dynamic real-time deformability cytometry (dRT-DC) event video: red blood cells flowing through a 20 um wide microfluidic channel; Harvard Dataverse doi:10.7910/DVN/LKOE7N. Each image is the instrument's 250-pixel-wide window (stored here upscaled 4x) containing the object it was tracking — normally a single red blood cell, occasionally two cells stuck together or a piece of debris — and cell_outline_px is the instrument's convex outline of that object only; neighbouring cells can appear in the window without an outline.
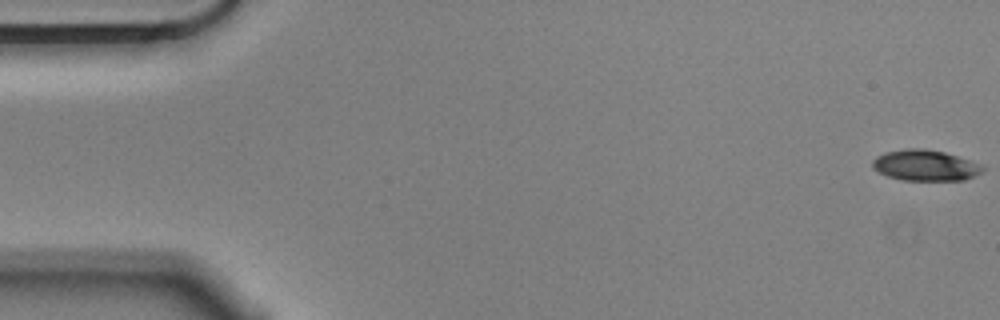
{"species": "Egyptian fruit bat (a non-hibernating species)", "species_latin": "Rousettus aegyptiacus", "temperature_condition": "cold", "stored_images_in_passage": 56, "camera_frame_rate_fps": 3000, "um_per_image_px": 0.085, "animal": {"sex": "male"}, "frame": {"image": 1, "passage_image": 1, "time_ms": 0.0, "image_size_px": [1000, 320], "cell_outline_px": [[984, 168], [980, 172], [964, 180], [904, 180], [888, 176], [872, 168], [872, 160], [876, 156], [884, 152], [908, 148], [924, 148], [944, 152], [984, 164]], "centroid_in_image_um": [78.64, 14.04], "position_along_channel_um": 6.4, "area_um2": 19.83}}
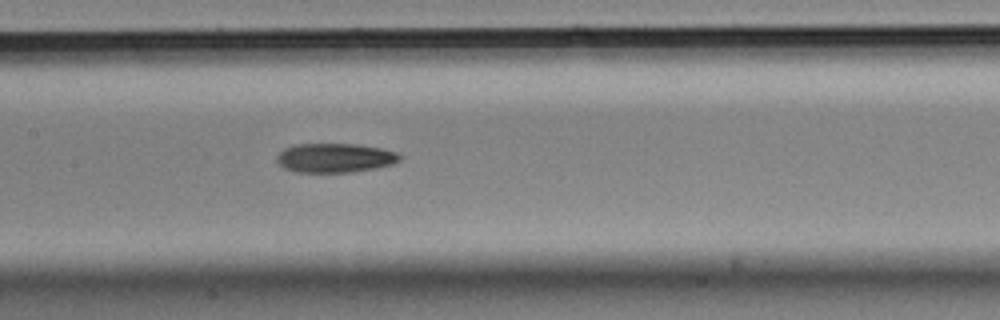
{"frame": {"image": 2, "passage_image": 27, "time_ms": 8.667, "image_size_px": [1000, 320], "cell_outline_px": [[404, 156], [400, 160], [392, 164], [376, 168], [352, 172], [296, 172], [284, 168], [276, 160], [276, 156], [284, 148], [296, 144], [352, 144], [380, 148], [396, 152]], "centroid_in_image_um": [28.47, 13.42], "position_along_channel_um": 178.9, "area_um2": 20.92}}
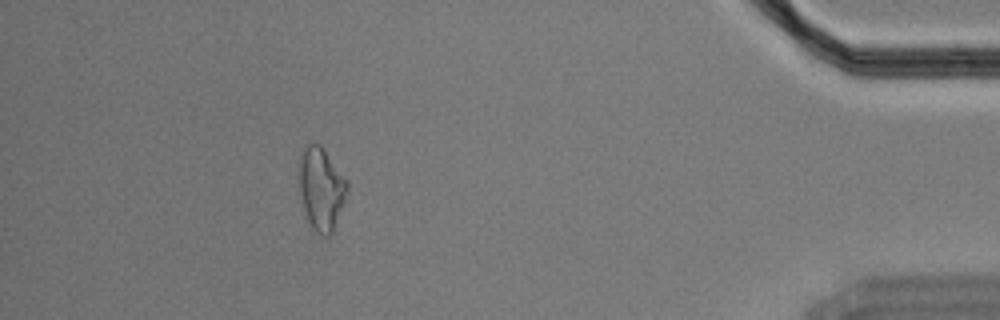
{"frame": {"image": 3, "passage_image": 51, "time_ms": 16.667, "image_size_px": [1000, 320], "cell_outline_px": [[348, 188], [344, 200], [332, 232], [328, 236], [320, 236], [312, 228], [308, 220], [304, 208], [300, 192], [300, 152], [308, 144], [320, 144], [324, 148], [348, 180]], "centroid_in_image_um": [27.32, 16.02], "position_along_channel_um": 407.9, "area_um2": 22.89}, "authors_computed_cell_mechanics": {"area_um2": 21.1548, "velocity_mm_per_s": 3.5535, "shape_relaxation_time_tau1_ms": 3.7241, "shape_relaxation_time_tau2_ms": 5.52, "deformation_change_tau1": 0.1371, "deformation_change_tau2": 0.1442}}